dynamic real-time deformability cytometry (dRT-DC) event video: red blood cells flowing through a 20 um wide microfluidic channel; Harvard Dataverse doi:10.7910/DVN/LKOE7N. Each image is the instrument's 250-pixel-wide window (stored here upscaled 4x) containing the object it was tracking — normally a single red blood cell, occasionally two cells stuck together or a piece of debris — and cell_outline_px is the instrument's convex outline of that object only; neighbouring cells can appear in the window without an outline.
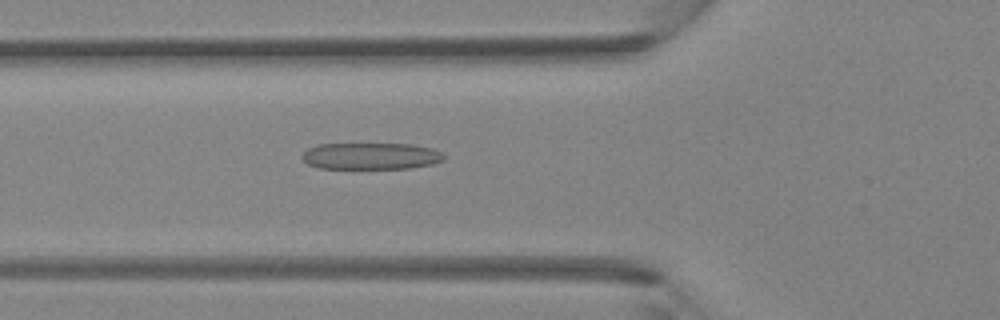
{"species": "Egyptian fruit bat (a non-hibernating species)", "species_latin": "Rousettus aegyptiacus", "temperature_condition": "room temperature", "stored_images_in_passage": 44, "camera_frame_rate_fps": 3000, "um_per_image_px": 0.085, "animal": {"sex": "female"}, "frame": {"image": 1, "passage_image": 16, "time_ms": 5.0, "image_size_px": [1000, 320], "cell_outline_px": [[444, 160], [432, 164], [412, 168], [320, 168], [308, 164], [300, 156], [308, 148], [316, 144], [412, 144], [432, 148], [440, 152], [444, 156]], "centroid_in_image_um": [31.52, 13.26], "position_along_channel_um": 94.3, "area_um2": 22.02}}
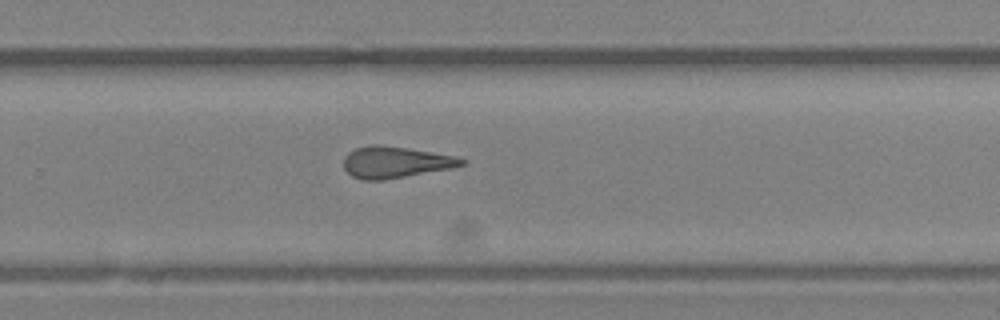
{"frame": {"image": 2, "passage_image": 29, "time_ms": 9.333, "image_size_px": [1000, 320], "cell_outline_px": [[468, 164], [452, 168], [384, 180], [364, 180], [352, 176], [344, 168], [344, 156], [348, 152], [356, 148], [368, 144], [380, 144], [408, 148], [456, 156], [468, 160]], "centroid_in_image_um": [33.63, 13.78], "position_along_channel_um": 296.2, "area_um2": 21.85}}
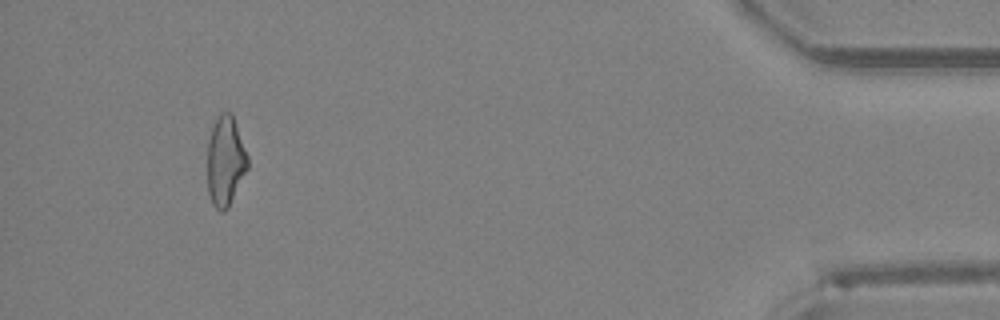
{"frame": {"image": 3, "passage_image": 41, "time_ms": 13.333, "image_size_px": [1000, 320], "cell_outline_px": [[248, 168], [228, 208], [224, 212], [220, 212], [212, 204], [208, 192], [208, 140], [212, 128], [220, 112], [232, 112], [248, 156]], "centroid_in_image_um": [19.17, 13.7], "position_along_channel_um": 416.0, "area_um2": 21.1}}